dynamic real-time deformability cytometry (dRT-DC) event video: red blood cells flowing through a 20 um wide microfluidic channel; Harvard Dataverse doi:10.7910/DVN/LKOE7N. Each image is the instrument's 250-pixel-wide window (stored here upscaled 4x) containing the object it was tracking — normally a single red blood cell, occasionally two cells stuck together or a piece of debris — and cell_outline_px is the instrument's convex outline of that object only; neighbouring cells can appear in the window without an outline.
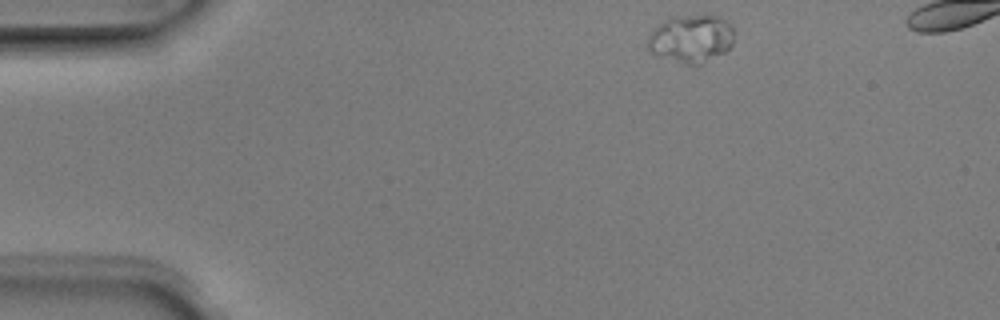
{"species": "Egyptian fruit bat (a non-hibernating species)", "species_latin": "Rousettus aegyptiacus", "temperature_condition": "room temperature", "stored_images_in_passage": 3, "camera_frame_rate_fps": 3000, "um_per_image_px": 0.085, "animal": {"sex": "male"}, "frame": {"image": 1, "passage_image": 1, "time_ms": 0.0, "image_size_px": [1000, 320], "cell_outline_px": [[732, 44], [724, 52], [696, 68], [660, 56], [652, 52], [648, 48], [648, 36], [664, 20], [672, 16], [720, 16], [732, 24]], "centroid_in_image_um": [58.76, 3.31], "position_along_channel_um": 26.2, "area_um2": 24.04}}